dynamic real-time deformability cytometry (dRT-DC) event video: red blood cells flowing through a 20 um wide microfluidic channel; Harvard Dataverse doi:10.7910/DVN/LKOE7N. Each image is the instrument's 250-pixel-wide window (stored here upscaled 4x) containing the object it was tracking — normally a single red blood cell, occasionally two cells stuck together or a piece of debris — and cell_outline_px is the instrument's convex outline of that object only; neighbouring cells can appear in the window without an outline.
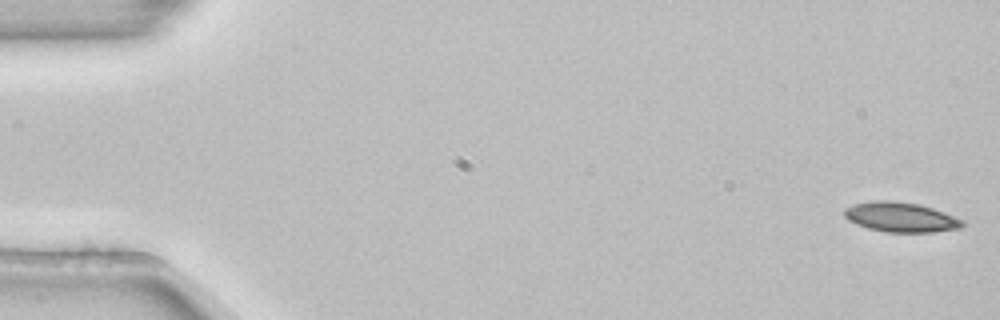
{"species": "common noctule bat (a hibernating species)", "species_latin": "Nyctalus noctula", "temperature_condition": "room temperature", "stored_images_in_passage": 6, "camera_frame_rate_fps": 3000, "um_per_image_px": 0.085, "animal": {"sex": "female", "body_mass_g": 22.7, "forearm_length_mm": 54.2}, "frame": {"image": 1, "passage_image": 1, "time_ms": 0.0, "image_size_px": [1000, 320], "cell_outline_px": [[964, 224], [960, 228], [932, 232], [884, 232], [868, 228], [856, 224], [848, 220], [844, 216], [844, 208], [856, 204], [872, 200], [892, 200], [920, 204], [944, 212], [964, 220]], "centroid_in_image_um": [76.55, 18.45], "position_along_channel_um": 8.4, "area_um2": 20.58}}
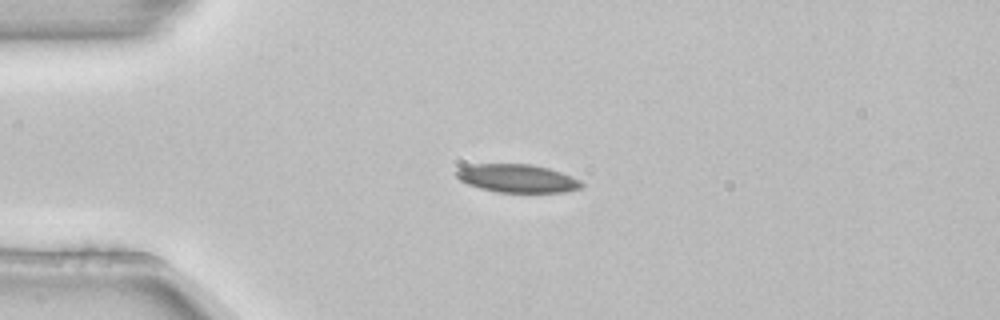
{"frame": {"image": 2, "passage_image": 4, "time_ms": 1.0, "image_size_px": [1000, 320], "cell_outline_px": [[584, 184], [580, 188], [564, 192], [496, 192], [480, 188], [468, 184], [460, 180], [456, 176], [456, 172], [460, 168], [476, 164], [532, 164], [548, 168], [560, 172], [580, 180]], "centroid_in_image_um": [43.97, 15.16], "position_along_channel_um": 41.0, "area_um2": 20.35}}